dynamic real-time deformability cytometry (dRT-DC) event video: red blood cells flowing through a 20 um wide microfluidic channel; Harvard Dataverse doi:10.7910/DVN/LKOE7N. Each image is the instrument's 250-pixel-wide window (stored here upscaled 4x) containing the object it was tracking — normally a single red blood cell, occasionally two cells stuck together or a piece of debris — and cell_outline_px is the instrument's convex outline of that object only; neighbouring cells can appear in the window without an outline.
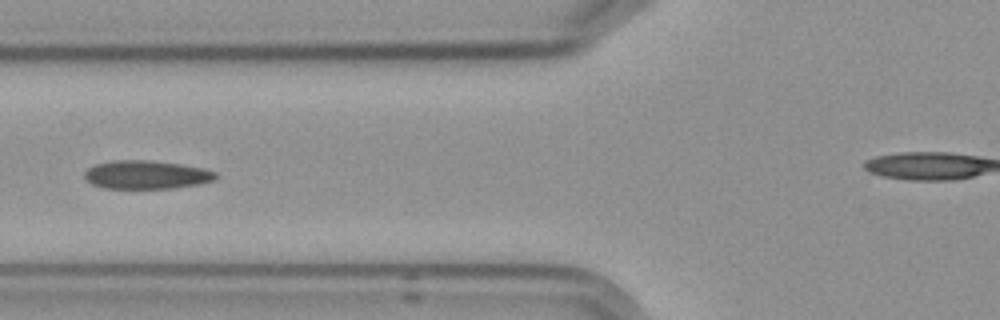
{"species": "Egyptian fruit bat (a non-hibernating species)", "species_latin": "Rousettus aegyptiacus", "temperature_condition": "cold", "stored_images_in_passage": 7, "camera_frame_rate_fps": 3000, "um_per_image_px": 0.085, "frame": {"image": 1, "passage_image": 6, "time_ms": 6.0, "image_size_px": [1000, 320], "cell_outline_px": [[220, 176], [216, 180], [200, 184], [172, 188], [104, 188], [92, 184], [84, 176], [84, 172], [88, 168], [96, 164], [116, 160], [148, 160], [180, 164], [204, 168], [216, 172]], "centroid_in_image_um": [12.5, 14.85], "position_along_channel_um": 113.3, "area_um2": 21.79}}
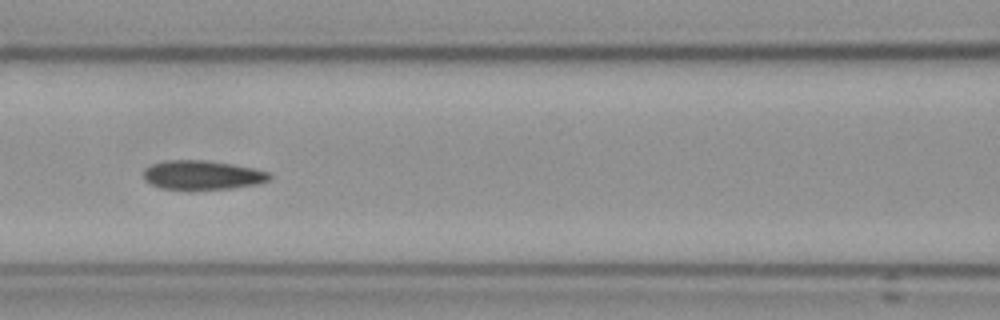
{"frame": {"image": 2, "passage_image": 7, "time_ms": 7.0, "image_size_px": [1000, 320], "cell_outline_px": [[272, 176], [268, 180], [260, 184], [232, 188], [192, 192], [188, 192], [160, 188], [144, 180], [144, 168], [152, 164], [168, 160], [204, 160], [232, 164], [252, 168], [268, 172]], "centroid_in_image_um": [17.17, 14.92], "position_along_channel_um": 149.4, "area_um2": 22.08}}